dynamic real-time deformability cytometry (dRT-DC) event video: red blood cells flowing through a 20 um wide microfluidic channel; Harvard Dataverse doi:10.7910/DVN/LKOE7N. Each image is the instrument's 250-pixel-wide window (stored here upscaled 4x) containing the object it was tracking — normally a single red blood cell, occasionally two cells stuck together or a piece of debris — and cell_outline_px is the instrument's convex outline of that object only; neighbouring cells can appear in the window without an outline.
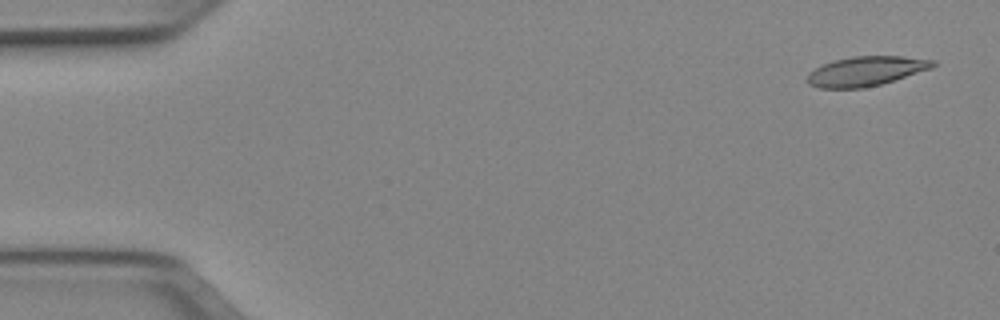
{"species": "Egyptian fruit bat (a non-hibernating species)", "species_latin": "Rousettus aegyptiacus", "temperature_condition": "cold", "stored_images_in_passage": 6, "camera_frame_rate_fps": 3000, "um_per_image_px": 0.085, "animal": {"sex": "female"}, "frame": {"image": 1, "passage_image": 1, "time_ms": 0.0, "image_size_px": [1000, 320], "cell_outline_px": [[936, 64], [932, 68], [880, 84], [864, 88], [820, 88], [808, 84], [808, 72], [832, 60], [852, 56], [904, 56], [936, 60]], "centroid_in_image_um": [73.61, 6.04], "position_along_channel_um": 11.4, "area_um2": 21.56}}
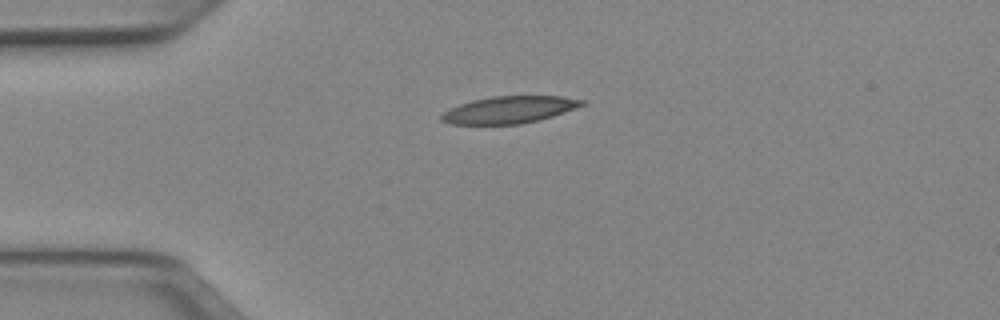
{"frame": {"image": 2, "passage_image": 4, "time_ms": 1.0, "image_size_px": [1000, 320], "cell_outline_px": [[588, 104], [540, 120], [520, 124], [452, 124], [440, 120], [440, 116], [448, 108], [472, 100], [492, 96], [560, 96], [588, 100]], "centroid_in_image_um": [43.32, 9.32], "position_along_channel_um": 41.7, "area_um2": 22.31}}
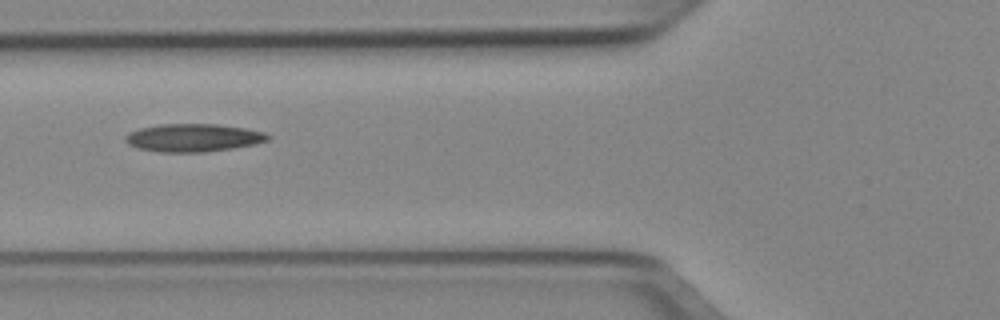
{"frame": {"image": 3, "passage_image": 6, "time_ms": 1.667, "image_size_px": [1000, 320], "cell_outline_px": [[272, 136], [268, 140], [256, 144], [232, 148], [204, 152], [160, 152], [136, 148], [128, 144], [124, 140], [124, 136], [128, 132], [140, 128], [160, 124], [216, 124], [244, 128], [264, 132]], "centroid_in_image_um": [16.4, 11.71], "position_along_channel_um": 109.4, "area_um2": 23.29}}